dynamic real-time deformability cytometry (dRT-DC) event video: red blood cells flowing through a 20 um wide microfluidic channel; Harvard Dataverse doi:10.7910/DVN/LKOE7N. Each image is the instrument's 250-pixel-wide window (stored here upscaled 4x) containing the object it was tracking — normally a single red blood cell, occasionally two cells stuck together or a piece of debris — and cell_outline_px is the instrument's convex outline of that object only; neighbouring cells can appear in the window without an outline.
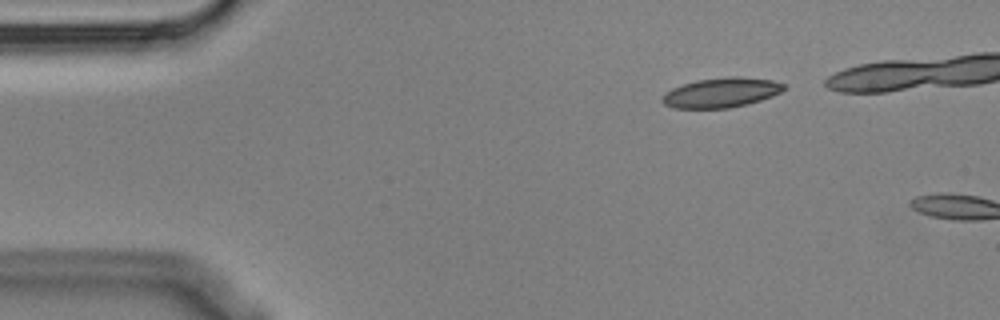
{"species": "Egyptian fruit bat (a non-hibernating species)", "species_latin": "Rousettus aegyptiacus", "temperature_condition": "cold", "stored_images_in_passage": 2, "camera_frame_rate_fps": 3000, "um_per_image_px": 0.085, "animal": {"sex": "male"}, "frame": {"image": 1, "passage_image": 1, "time_ms": 0.0, "image_size_px": [1000, 320], "cell_outline_px": [[788, 88], [772, 96], [760, 100], [728, 108], [676, 108], [664, 104], [660, 100], [664, 92], [672, 88], [696, 80], [728, 76], [736, 76], [772, 80], [784, 84]], "centroid_in_image_um": [61.29, 7.86], "position_along_channel_um": 23.7, "area_um2": 21.04}}